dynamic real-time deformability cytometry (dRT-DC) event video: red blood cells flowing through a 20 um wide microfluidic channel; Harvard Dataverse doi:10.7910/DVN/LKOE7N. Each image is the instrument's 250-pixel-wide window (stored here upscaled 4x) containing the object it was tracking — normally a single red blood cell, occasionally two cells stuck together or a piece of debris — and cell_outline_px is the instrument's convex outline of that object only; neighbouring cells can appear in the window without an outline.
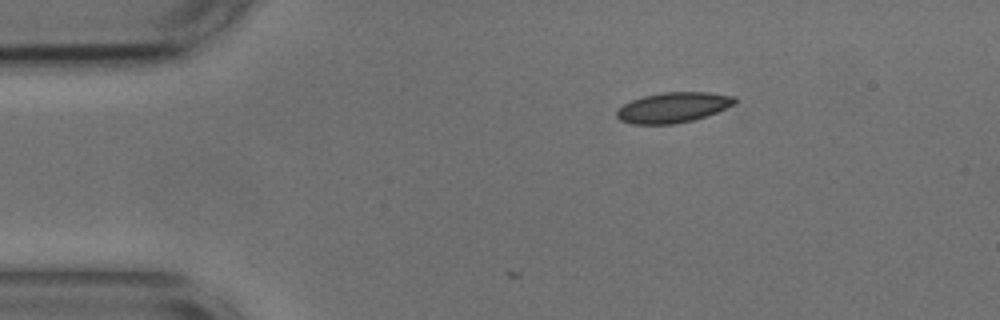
{"species": "common noctule bat (a hibernating species)", "species_latin": "Nyctalus noctula", "temperature_condition": "cold", "stored_images_in_passage": 6, "camera_frame_rate_fps": 3000, "um_per_image_px": 0.085, "animal": {"sex": "male", "body_mass_g": 17.9, "forearm_length_mm": 54.2}, "frame": {"image": 1, "passage_image": 1, "time_ms": 0.0, "image_size_px": [1000, 320], "cell_outline_px": [[736, 104], [716, 112], [692, 120], [676, 124], [632, 124], [620, 120], [616, 116], [616, 112], [624, 104], [632, 100], [644, 96], [664, 92], [708, 92], [736, 96]], "centroid_in_image_um": [57.23, 9.13], "position_along_channel_um": 27.8, "area_um2": 20.75}}